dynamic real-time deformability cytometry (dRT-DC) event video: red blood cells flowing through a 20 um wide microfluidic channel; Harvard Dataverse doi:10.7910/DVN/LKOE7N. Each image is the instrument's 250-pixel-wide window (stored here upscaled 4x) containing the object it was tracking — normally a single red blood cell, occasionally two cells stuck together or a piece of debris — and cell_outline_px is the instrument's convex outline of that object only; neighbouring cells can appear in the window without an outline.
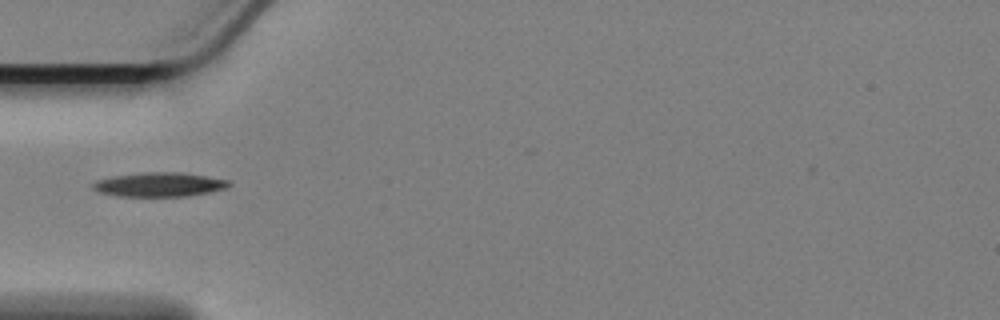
{"species": "Egyptian fruit bat (a non-hibernating species)", "species_latin": "Rousettus aegyptiacus", "temperature_condition": "cold", "stored_images_in_passage": 15, "camera_frame_rate_fps": 3000, "um_per_image_px": 0.085, "animal": {"sex": "female"}, "frame": {"image": 1, "passage_image": 1, "time_ms": 0.0, "image_size_px": [1000, 320], "cell_outline_px": [[232, 184], [224, 188], [208, 192], [188, 196], [120, 196], [100, 192], [92, 188], [92, 184], [96, 180], [112, 176], [144, 172], [180, 172], [228, 180]], "centroid_in_image_um": [13.51, 15.68], "position_along_channel_um": 71.5, "area_um2": 18.96}}
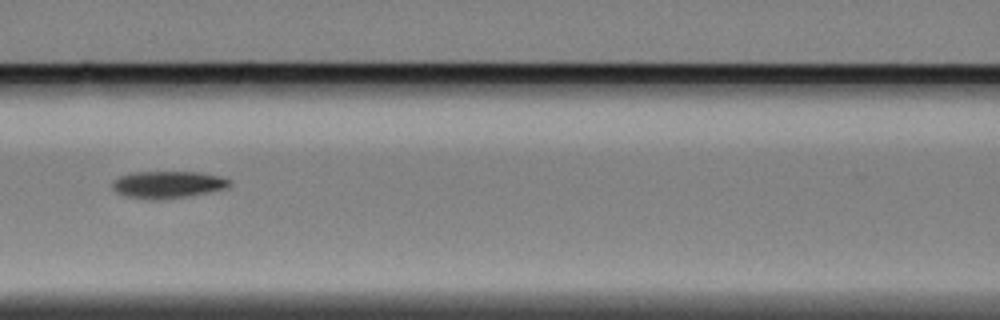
{"frame": {"image": 2, "passage_image": 8, "time_ms": 2.333, "image_size_px": [1000, 320], "cell_outline_px": [[232, 184], [228, 188], [184, 196], [128, 196], [116, 192], [112, 188], [112, 180], [120, 176], [136, 172], [200, 172], [220, 176], [228, 180]], "centroid_in_image_um": [14.29, 15.62], "position_along_channel_um": 152.3, "area_um2": 17.4}}
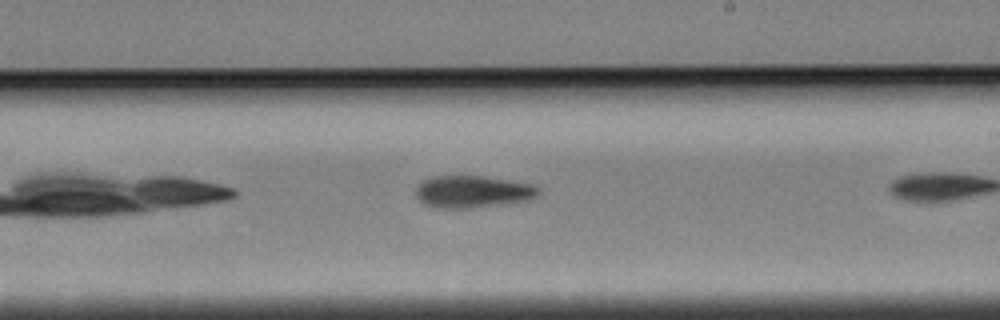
{"frame": {"image": 3, "passage_image": 13, "time_ms": 4.0, "image_size_px": [1000, 320], "cell_outline_px": [[540, 192], [536, 196], [528, 200], [464, 208], [444, 208], [424, 204], [416, 196], [416, 188], [424, 180], [432, 176], [480, 176], [532, 184], [540, 188]], "centroid_in_image_um": [40.16, 16.28], "position_along_channel_um": 248.8, "area_um2": 22.43}}